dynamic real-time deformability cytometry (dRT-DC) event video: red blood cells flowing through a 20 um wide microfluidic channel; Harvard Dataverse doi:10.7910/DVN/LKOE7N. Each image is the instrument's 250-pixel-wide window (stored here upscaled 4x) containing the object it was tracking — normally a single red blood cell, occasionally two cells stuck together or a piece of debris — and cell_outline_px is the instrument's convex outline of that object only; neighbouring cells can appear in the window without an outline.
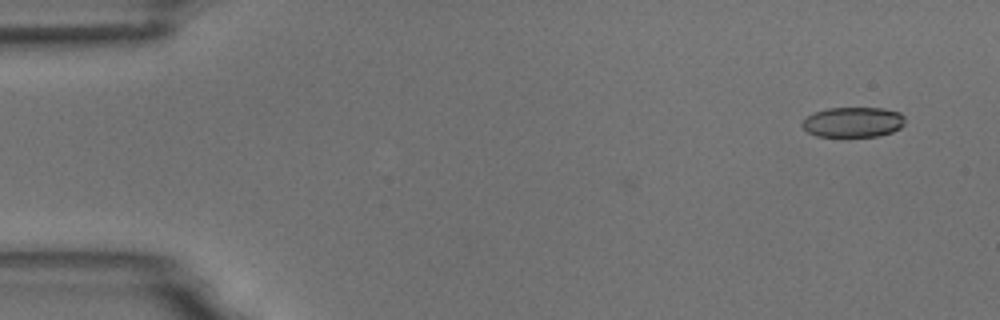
{"species": "common noctule bat (a hibernating species)", "species_latin": "Nyctalus noctula", "temperature_condition": "room temperature", "stored_images_in_passage": 5, "camera_frame_rate_fps": 3000, "um_per_image_px": 0.085, "animal": {"sex": "male", "body_mass_g": 18.8}, "frame": {"image": 1, "passage_image": 1, "time_ms": 0.0, "image_size_px": [1000, 320], "cell_outline_px": [[904, 124], [900, 128], [892, 132], [876, 136], [816, 136], [808, 132], [800, 124], [808, 116], [816, 112], [828, 108], [884, 108], [900, 112], [904, 116]], "centroid_in_image_um": [72.53, 10.37], "position_along_channel_um": 12.5, "area_um2": 17.98}}
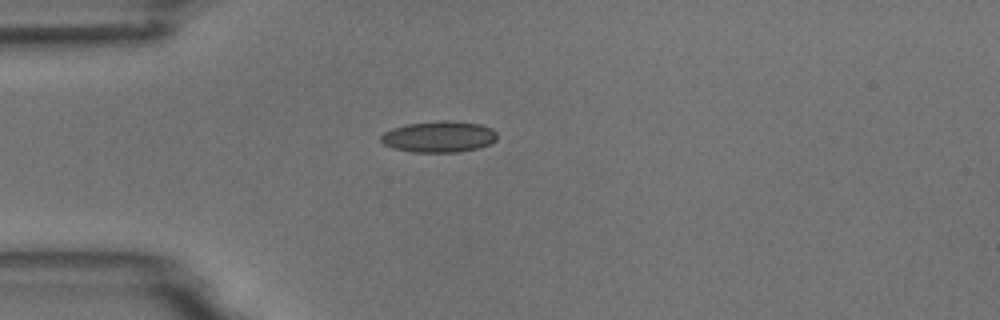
{"frame": {"image": 2, "passage_image": 4, "time_ms": 3.667, "image_size_px": [1000, 320], "cell_outline_px": [[496, 140], [492, 144], [480, 148], [456, 152], [412, 152], [392, 148], [384, 144], [380, 140], [380, 136], [384, 132], [392, 128], [408, 124], [444, 120], [448, 120], [480, 124], [492, 128], [496, 132]], "centroid_in_image_um": [37.33, 11.63], "position_along_channel_um": 47.7, "area_um2": 21.27}}